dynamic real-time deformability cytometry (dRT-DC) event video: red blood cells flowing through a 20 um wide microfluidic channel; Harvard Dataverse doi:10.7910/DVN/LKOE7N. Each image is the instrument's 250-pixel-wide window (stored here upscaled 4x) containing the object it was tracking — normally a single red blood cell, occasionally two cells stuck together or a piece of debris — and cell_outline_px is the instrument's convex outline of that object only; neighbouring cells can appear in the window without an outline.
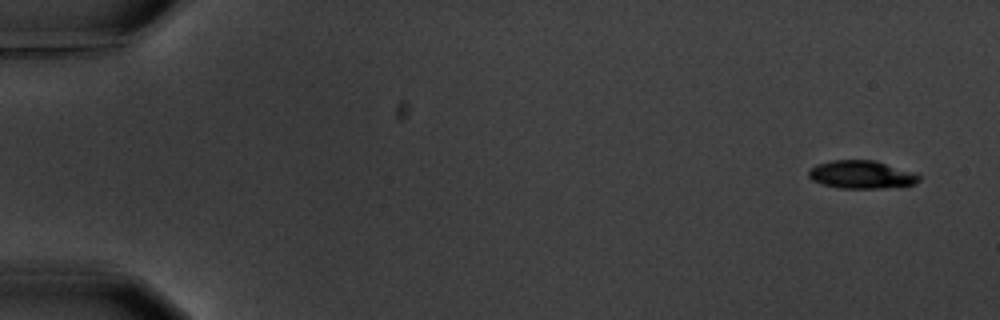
{"species": "common noctule bat (a hibernating species)", "species_latin": "Nyctalus noctula", "temperature_condition": "warm", "stored_images_in_passage": 5, "camera_frame_rate_fps": 3000, "um_per_image_px": 0.085, "animal": {"sex": "male", "body_mass_g": 20.1, "forearm_length_mm": 53.5}, "frame": {"image": 1, "passage_image": 1, "time_ms": 0.0, "image_size_px": [1000, 320], "cell_outline_px": [[920, 180], [916, 184], [884, 188], [840, 188], [820, 184], [812, 180], [808, 176], [808, 172], [816, 164], [832, 160], [876, 160], [920, 176]], "centroid_in_image_um": [73.17, 14.85], "position_along_channel_um": 11.8, "area_um2": 17.86}}
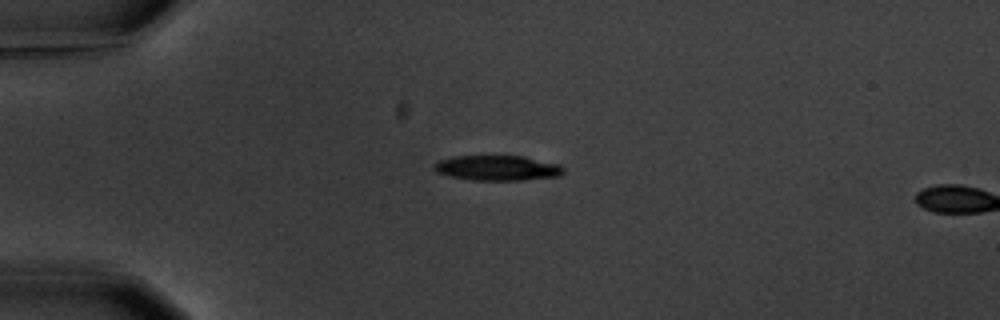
{"frame": {"image": 2, "passage_image": 4, "time_ms": 4.0, "image_size_px": [1000, 320], "cell_outline_px": [[564, 172], [560, 176], [524, 180], [472, 180], [452, 176], [436, 172], [432, 168], [432, 164], [440, 160], [452, 156], [524, 156], [560, 164], [564, 168]], "centroid_in_image_um": [42.29, 14.27], "position_along_channel_um": 42.7, "area_um2": 19.07}}